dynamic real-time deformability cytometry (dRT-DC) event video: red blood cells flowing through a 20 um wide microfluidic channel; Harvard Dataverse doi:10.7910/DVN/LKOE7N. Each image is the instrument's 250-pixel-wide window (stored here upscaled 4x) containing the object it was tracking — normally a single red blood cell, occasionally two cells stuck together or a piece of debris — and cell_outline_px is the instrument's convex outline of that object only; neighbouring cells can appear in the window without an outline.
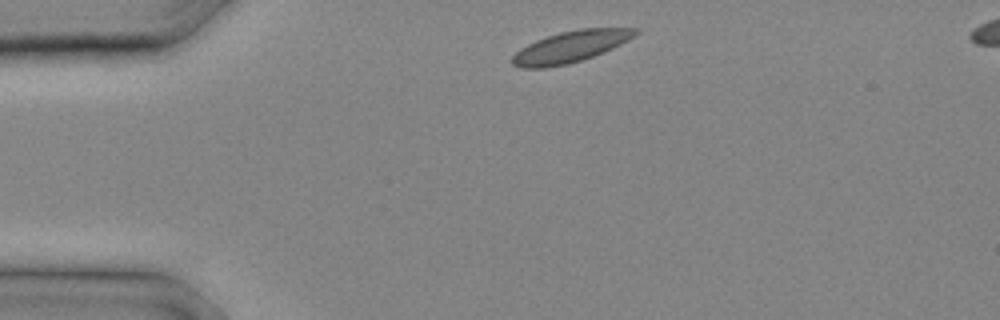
{"species": "common noctule bat (a hibernating species)", "species_latin": "Nyctalus noctula", "temperature_condition": "cold", "stored_images_in_passage": 5, "camera_frame_rate_fps": 3000, "um_per_image_px": 0.085, "animal": {"sex": "male", "body_mass_g": 20.4}, "frame": {"image": 1, "passage_image": 1, "time_ms": 0.0, "image_size_px": [1000, 320], "cell_outline_px": [[636, 32], [632, 36], [592, 56], [580, 60], [564, 64], [532, 68], [516, 64], [512, 60], [512, 56], [516, 52], [548, 36], [564, 32], [588, 28], [628, 28]], "centroid_in_image_um": [48.46, 3.96], "position_along_channel_um": 36.5, "area_um2": 20.46}}